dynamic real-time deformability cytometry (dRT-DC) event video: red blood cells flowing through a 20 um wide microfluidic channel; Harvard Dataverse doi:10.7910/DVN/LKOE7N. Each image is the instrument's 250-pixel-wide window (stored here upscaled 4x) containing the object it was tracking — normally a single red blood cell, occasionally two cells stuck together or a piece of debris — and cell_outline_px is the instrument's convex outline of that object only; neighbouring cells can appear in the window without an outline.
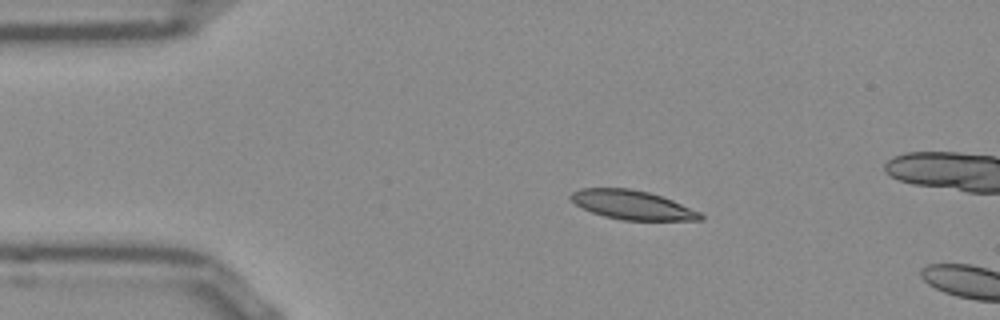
{"species": "Egyptian fruit bat (a non-hibernating species)", "species_latin": "Rousettus aegyptiacus", "temperature_condition": "room temperature", "stored_images_in_passage": 44, "camera_frame_rate_fps": 3000, "um_per_image_px": 0.085, "frame": {"image": 1, "passage_image": 1, "time_ms": 0.0, "image_size_px": [1000, 320], "cell_outline_px": [[704, 220], [624, 220], [604, 216], [592, 212], [576, 204], [568, 196], [572, 192], [580, 188], [628, 188], [648, 192], [672, 200], [700, 212], [704, 216]], "centroid_in_image_um": [53.74, 17.42], "position_along_channel_um": 31.3, "area_um2": 21.73}}
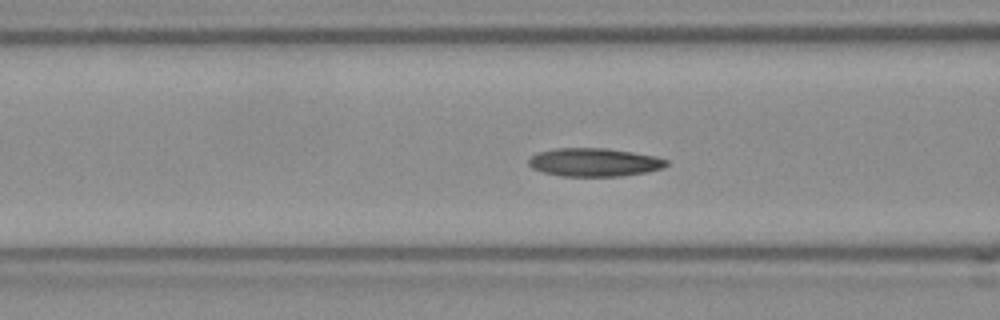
{"frame": {"image": 2, "passage_image": 11, "time_ms": 3.333, "image_size_px": [1000, 320], "cell_outline_px": [[668, 164], [664, 168], [648, 172], [620, 176], [560, 176], [544, 172], [532, 168], [528, 164], [528, 160], [536, 152], [552, 148], [608, 148], [656, 156], [668, 160]], "centroid_in_image_um": [50.52, 13.79], "position_along_channel_um": 116.1, "area_um2": 22.95}}
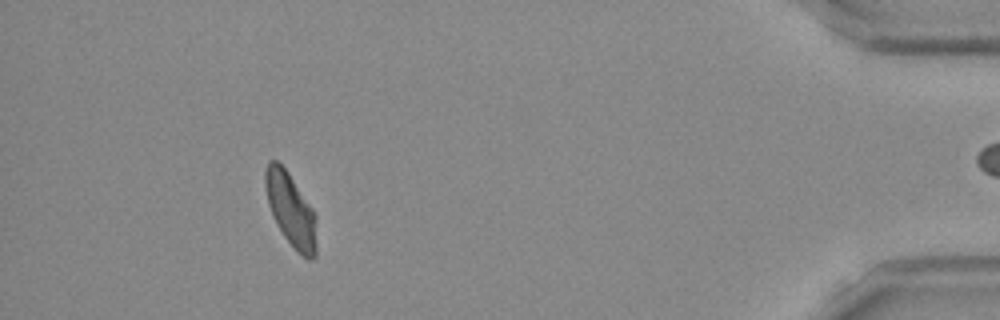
{"frame": {"image": 3, "passage_image": 39, "time_ms": 12.667, "image_size_px": [1000, 320], "cell_outline_px": [[316, 256], [312, 260], [308, 260], [284, 236], [272, 216], [268, 204], [264, 184], [264, 172], [268, 160], [276, 160], [288, 172], [312, 208], [316, 216]], "centroid_in_image_um": [24.7, 17.8], "position_along_channel_um": 410.5, "area_um2": 21.73}, "authors_computed_cell_mechanics": {"area_um2": 21.9929, "velocity_mm_per_s": 3.8378, "shape_relaxation_time_tau1_ms": null, "shape_relaxation_time_tau2_ms": 4.1053, "deformation_change_tau1": null, "deformation_change_tau2": 0.1044}}